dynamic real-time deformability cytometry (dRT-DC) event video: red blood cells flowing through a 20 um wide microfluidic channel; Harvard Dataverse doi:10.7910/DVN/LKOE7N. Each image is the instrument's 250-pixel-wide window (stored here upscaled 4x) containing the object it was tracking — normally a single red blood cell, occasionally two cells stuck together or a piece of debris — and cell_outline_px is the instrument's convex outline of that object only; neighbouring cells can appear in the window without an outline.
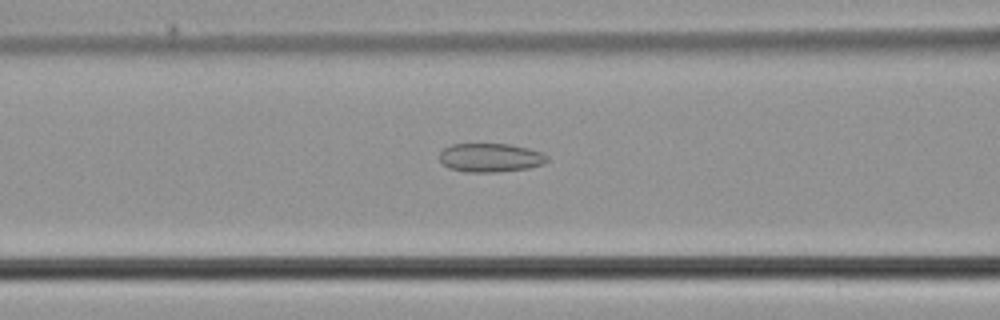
{"species": "common noctule bat (a hibernating species)", "species_latin": "Nyctalus noctula", "temperature_condition": "cold", "stored_images_in_passage": 45, "camera_frame_rate_fps": 3000, "um_per_image_px": 0.085, "animal": {"sex": "male", "body_mass_g": 21.5, "forearm_length_mm": 52.0}, "frame": {"image": 1, "passage_image": 16, "time_ms": 5.0, "image_size_px": [1000, 320], "cell_outline_px": [[548, 160], [544, 164], [528, 168], [496, 172], [464, 172], [448, 168], [440, 160], [440, 152], [444, 148], [452, 144], [508, 144], [528, 148], [544, 152], [548, 156]], "centroid_in_image_um": [41.7, 13.4], "position_along_channel_um": 124.9, "area_um2": 18.15}}
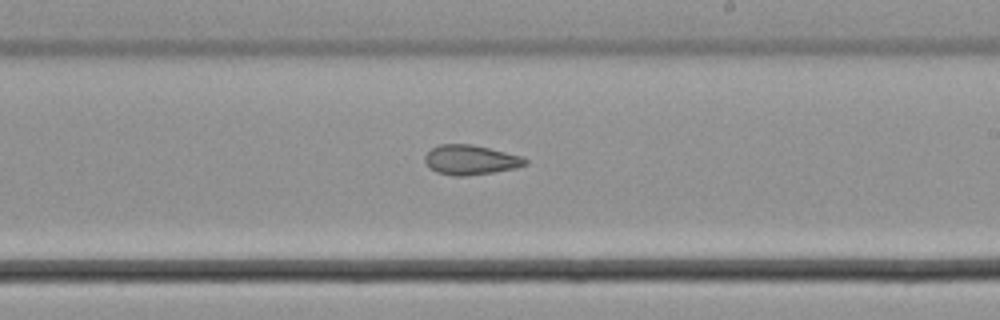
{"frame": {"image": 2, "passage_image": 25, "time_ms": 8.0, "image_size_px": [1000, 320], "cell_outline_px": [[528, 164], [516, 168], [492, 172], [464, 176], [452, 176], [436, 172], [424, 160], [424, 156], [432, 148], [440, 144], [472, 144], [524, 156], [528, 160]], "centroid_in_image_um": [40.04, 13.58], "position_along_channel_um": 249.0, "area_um2": 17.4}}
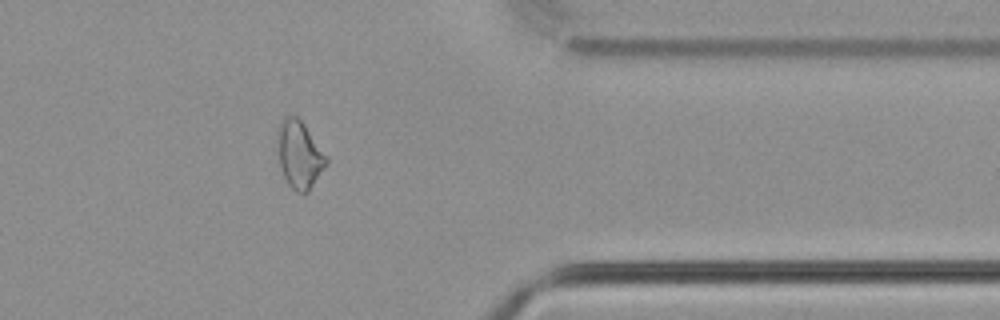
{"frame": {"image": 3, "passage_image": 36, "time_ms": 11.667, "image_size_px": [1000, 320], "cell_outline_px": [[328, 164], [308, 192], [300, 192], [292, 188], [288, 184], [284, 176], [280, 164], [276, 136], [280, 124], [284, 116], [296, 116], [304, 124], [328, 156]], "centroid_in_image_um": [25.47, 13.13], "position_along_channel_um": 385.9, "area_um2": 19.13}}